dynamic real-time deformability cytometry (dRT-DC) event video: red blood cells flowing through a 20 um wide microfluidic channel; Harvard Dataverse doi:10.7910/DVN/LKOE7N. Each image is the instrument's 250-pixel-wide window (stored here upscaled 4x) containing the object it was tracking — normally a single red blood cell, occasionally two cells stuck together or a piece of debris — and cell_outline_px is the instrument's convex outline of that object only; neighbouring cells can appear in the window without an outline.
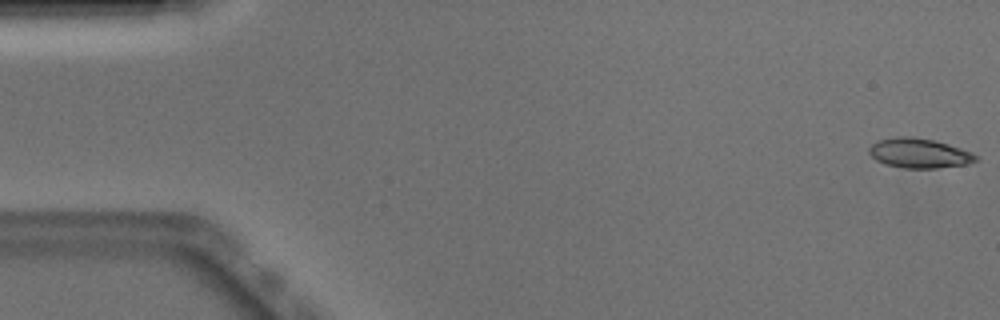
{"species": "Egyptian fruit bat (a non-hibernating species)", "species_latin": "Rousettus aegyptiacus", "temperature_condition": "warm", "stored_images_in_passage": 51, "camera_frame_rate_fps": 3000, "um_per_image_px": 0.085, "animal": {"sex": "male"}, "frame": {"image": 1, "passage_image": 1, "time_ms": 0.0, "image_size_px": [1000, 320], "cell_outline_px": [[976, 160], [968, 164], [936, 168], [904, 168], [884, 164], [876, 160], [868, 152], [868, 148], [872, 144], [880, 140], [900, 136], [912, 136], [932, 140], [948, 144], [972, 152], [976, 156]], "centroid_in_image_um": [78.11, 13.02], "position_along_channel_um": 6.9, "area_um2": 18.32}}
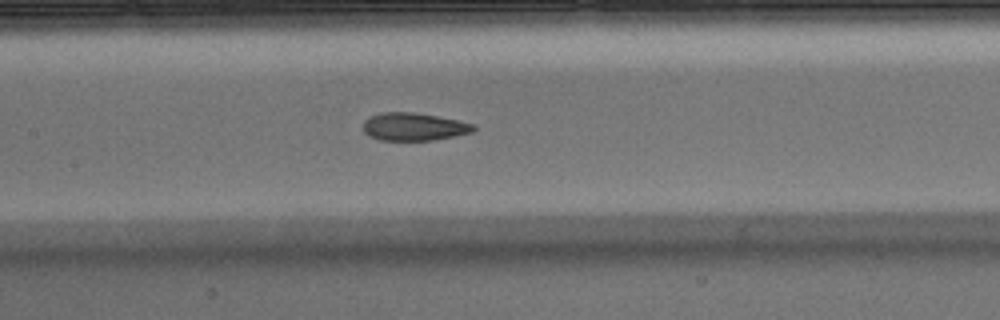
{"frame": {"image": 2, "passage_image": 24, "time_ms": 7.667, "image_size_px": [1000, 320], "cell_outline_px": [[476, 128], [472, 132], [456, 136], [432, 140], [380, 140], [368, 136], [364, 132], [364, 120], [368, 116], [380, 112], [412, 112], [460, 120], [476, 124]], "centroid_in_image_um": [35.18, 10.76], "position_along_channel_um": 172.2, "area_um2": 18.09}}
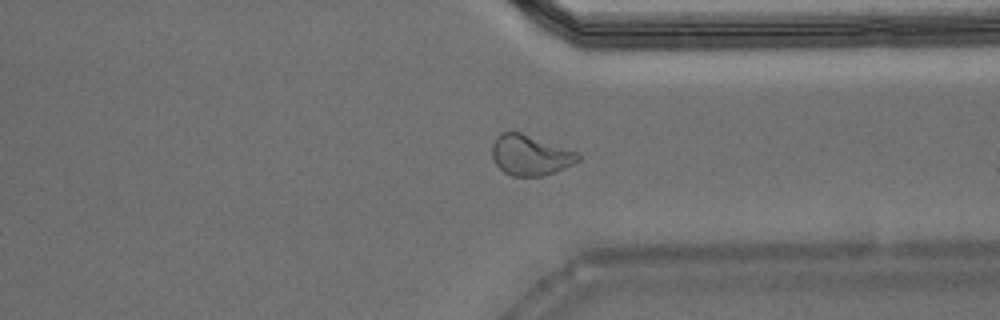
{"frame": {"image": 3, "passage_image": 39, "time_ms": 12.667, "image_size_px": [1000, 320], "cell_outline_px": [[580, 160], [556, 172], [540, 176], [512, 176], [504, 172], [496, 164], [492, 156], [492, 144], [496, 136], [500, 132], [520, 132], [580, 152]], "centroid_in_image_um": [45.08, 13.18], "position_along_channel_um": 366.3, "area_um2": 20.35}, "authors_computed_cell_mechanics": {"area_um2": 18.6116, "velocity_mm_per_s": 3.8987, "shape_relaxation_time_tau1_ms": 5.934, "shape_relaxation_time_tau2_ms": 1.4044, "deformation_change_tau1": 0.191, "deformation_change_tau2": 0.078}}